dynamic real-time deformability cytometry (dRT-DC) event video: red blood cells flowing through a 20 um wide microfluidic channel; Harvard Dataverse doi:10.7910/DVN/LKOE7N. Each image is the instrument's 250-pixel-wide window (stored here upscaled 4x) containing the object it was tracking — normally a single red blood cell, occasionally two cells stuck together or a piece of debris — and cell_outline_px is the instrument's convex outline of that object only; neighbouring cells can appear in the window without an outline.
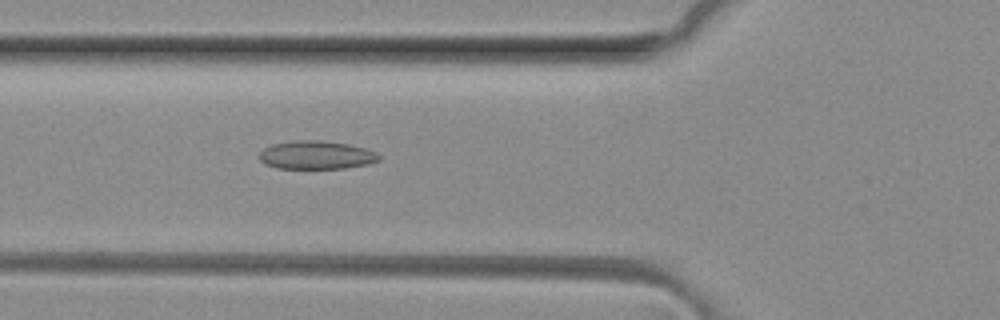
{"species": "common noctule bat (a hibernating species)", "species_latin": "Nyctalus noctula", "temperature_condition": "room temperature", "stored_images_in_passage": 3, "camera_frame_rate_fps": 3000, "um_per_image_px": 0.085, "animal": {"sex": "female", "body_mass_g": 29.2, "forearm_length_mm": 56.3}, "frame": {"image": 1, "passage_image": 3, "time_ms": 0.667, "image_size_px": [1000, 320], "cell_outline_px": [[380, 160], [368, 164], [344, 168], [276, 168], [264, 164], [260, 160], [260, 152], [264, 148], [272, 144], [292, 140], [320, 140], [348, 144], [364, 148], [376, 152], [380, 156]], "centroid_in_image_um": [26.87, 13.17], "position_along_channel_um": 98.9, "area_um2": 19.77}}